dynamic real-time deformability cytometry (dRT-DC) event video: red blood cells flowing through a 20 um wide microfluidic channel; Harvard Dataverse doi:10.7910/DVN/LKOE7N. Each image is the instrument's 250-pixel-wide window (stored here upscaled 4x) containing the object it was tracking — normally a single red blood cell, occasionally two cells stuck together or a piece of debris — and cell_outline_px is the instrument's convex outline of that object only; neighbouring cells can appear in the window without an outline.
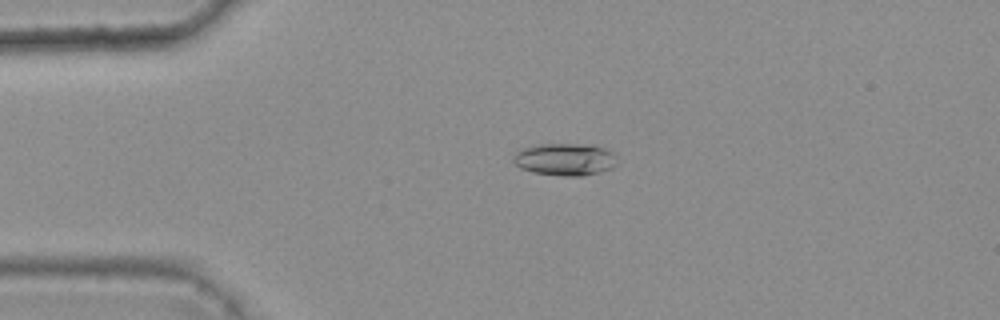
{"species": "common noctule bat (a hibernating species)", "species_latin": "Nyctalus noctula", "temperature_condition": "warm", "stored_images_in_passage": 5, "camera_frame_rate_fps": 3000, "um_per_image_px": 0.085, "animal": {"sex": "female", "body_mass_g": 25.1}, "frame": {"image": 1, "passage_image": 4, "time_ms": 1.0, "image_size_px": [1000, 320], "cell_outline_px": [[620, 160], [612, 168], [600, 172], [584, 176], [564, 176], [532, 172], [520, 168], [512, 160], [516, 152], [520, 148], [540, 144], [592, 144], [604, 148], [612, 152]], "centroid_in_image_um": [48.05, 13.54], "position_along_channel_um": 36.9, "area_um2": 19.83}}